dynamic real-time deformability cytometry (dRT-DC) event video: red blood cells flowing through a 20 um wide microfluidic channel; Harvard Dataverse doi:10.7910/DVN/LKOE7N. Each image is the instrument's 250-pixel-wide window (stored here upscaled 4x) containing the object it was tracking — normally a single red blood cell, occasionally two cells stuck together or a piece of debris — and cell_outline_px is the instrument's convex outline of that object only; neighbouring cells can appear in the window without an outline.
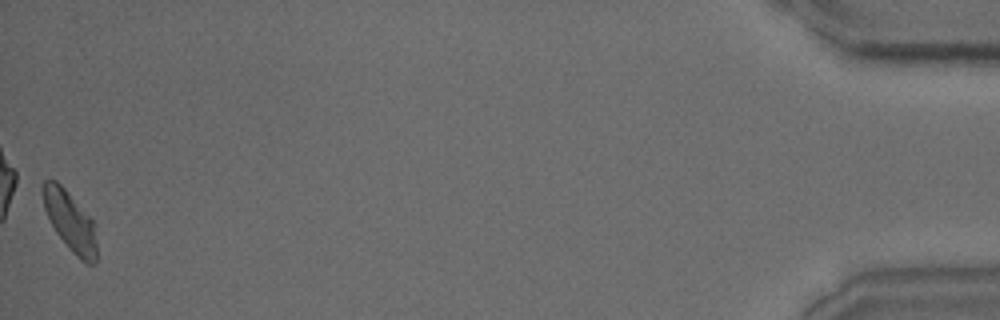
{"species": "common noctule bat (a hibernating species)", "species_latin": "Nyctalus noctula", "temperature_condition": "warm", "stored_images_in_passage": 34, "camera_frame_rate_fps": 3000, "um_per_image_px": 0.085, "animal": {"sex": "male", "body_mass_g": 15.6}, "frame": {"image": 1, "passage_image": 34, "time_ms": 11.0, "image_size_px": [1000, 320], "cell_outline_px": [[96, 264], [88, 264], [80, 260], [68, 248], [56, 232], [44, 208], [40, 192], [40, 184], [44, 180], [56, 180], [64, 188], [92, 220], [96, 244]], "centroid_in_image_um": [5.9, 18.79], "position_along_channel_um": 429.3, "area_um2": 18.61}}